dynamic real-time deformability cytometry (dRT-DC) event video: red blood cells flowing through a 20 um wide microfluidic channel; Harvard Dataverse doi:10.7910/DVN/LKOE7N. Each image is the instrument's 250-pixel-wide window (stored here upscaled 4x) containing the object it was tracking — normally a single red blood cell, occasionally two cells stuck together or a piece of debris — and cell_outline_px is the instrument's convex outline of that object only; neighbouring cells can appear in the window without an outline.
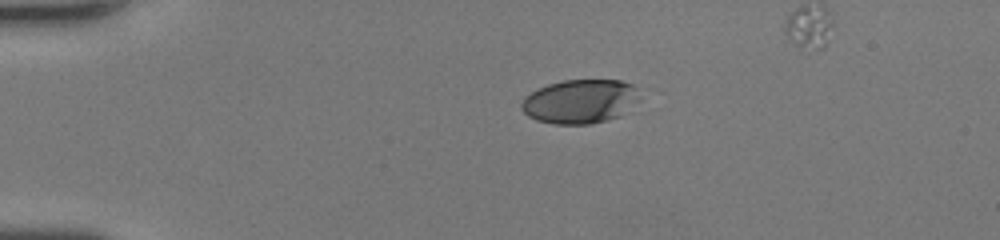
{"species": "human", "species_latin": "Homo sapiens", "temperature_condition": "room temperature", "stored_images_in_passage": 36, "camera_frame_rate_fps": 3000, "um_per_image_px": 0.085, "donor": {"sex": "female"}, "frame": {"image": 1, "passage_image": 1, "time_ms": 0.0, "image_size_px": [1000, 240], "cell_outline_px": [[640, 100], [620, 116], [608, 120], [592, 124], [552, 124], [536, 120], [528, 116], [520, 108], [520, 104], [524, 96], [548, 84], [564, 80], [620, 80], [632, 84], [636, 88]], "centroid_in_image_um": [49.3, 8.63], "position_along_channel_um": 35.7, "area_um2": 30.52}}
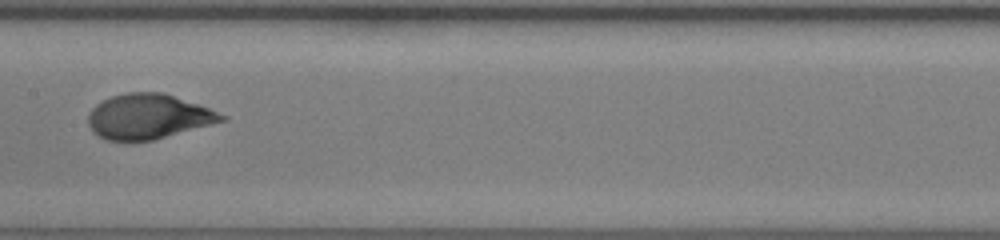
{"frame": {"image": 2, "passage_image": 16, "time_ms": 5.0, "image_size_px": [1000, 240], "cell_outline_px": [[228, 120], [152, 140], [104, 140], [92, 132], [88, 124], [88, 112], [96, 104], [112, 96], [128, 92], [164, 92], [208, 108], [228, 116]], "centroid_in_image_um": [12.59, 9.9], "position_along_channel_um": 194.8, "area_um2": 34.85}}
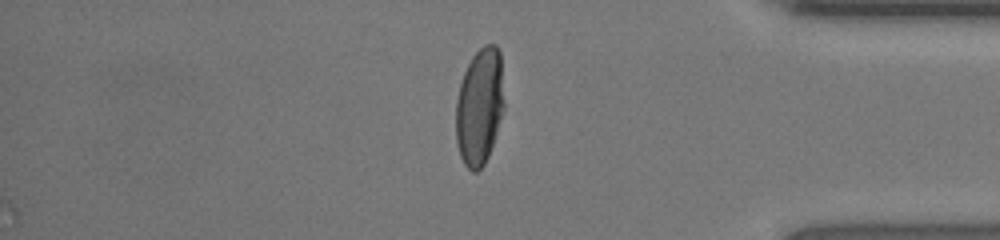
{"frame": {"image": 3, "passage_image": 31, "time_ms": 10.0, "image_size_px": [1000, 240], "cell_outline_px": [[504, 108], [488, 156], [484, 164], [476, 172], [472, 172], [464, 164], [460, 156], [456, 140], [456, 100], [460, 84], [464, 72], [472, 56], [484, 44], [496, 44], [500, 52], [504, 104]], "centroid_in_image_um": [40.75, 9.04], "position_along_channel_um": 394.4, "area_um2": 32.77}}